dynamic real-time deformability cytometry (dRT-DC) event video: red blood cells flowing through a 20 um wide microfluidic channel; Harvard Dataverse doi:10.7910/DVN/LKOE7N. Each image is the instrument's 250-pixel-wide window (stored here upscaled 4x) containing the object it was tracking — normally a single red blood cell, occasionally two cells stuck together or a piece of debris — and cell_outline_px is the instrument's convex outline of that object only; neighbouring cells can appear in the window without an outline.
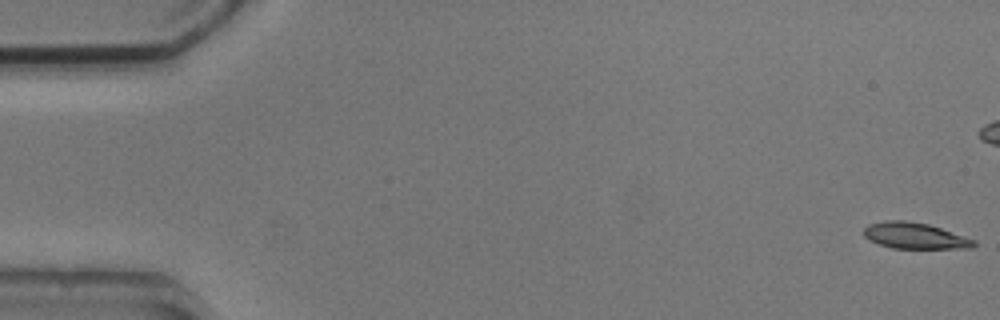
{"species": "common noctule bat (a hibernating species)", "species_latin": "Nyctalus noctula", "temperature_condition": "cold", "stored_images_in_passage": 8, "camera_frame_rate_fps": 3000, "um_per_image_px": 0.085, "animal": {"sex": "male", "body_mass_g": 20.5, "forearm_length_mm": 52.5}, "frame": {"image": 1, "passage_image": 1, "time_ms": 0.0, "image_size_px": [1000, 320], "cell_outline_px": [[976, 244], [972, 248], [892, 248], [868, 240], [864, 236], [864, 228], [868, 224], [888, 220], [904, 220], [928, 224], [976, 240]], "centroid_in_image_um": [77.74, 20.03], "position_along_channel_um": 7.3, "area_um2": 16.65}}